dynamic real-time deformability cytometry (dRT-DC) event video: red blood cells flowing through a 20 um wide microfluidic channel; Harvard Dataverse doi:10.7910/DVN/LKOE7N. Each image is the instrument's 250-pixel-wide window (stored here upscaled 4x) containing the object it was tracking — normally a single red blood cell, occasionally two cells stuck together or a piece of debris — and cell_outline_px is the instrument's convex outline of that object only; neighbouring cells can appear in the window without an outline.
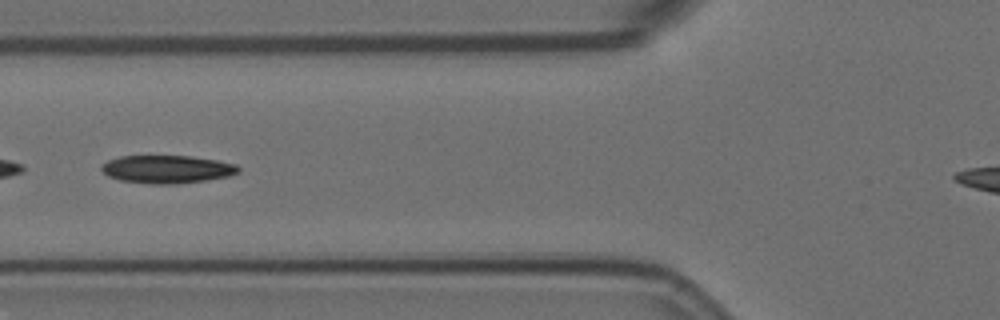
{"species": "Egyptian fruit bat (a non-hibernating species)", "species_latin": "Rousettus aegyptiacus", "temperature_condition": "room temperature", "stored_images_in_passage": 7, "camera_frame_rate_fps": 3000, "um_per_image_px": 0.085, "animal": {"sex": "female"}, "frame": {"image": 1, "passage_image": 2, "time_ms": 0.333, "image_size_px": [1000, 320], "cell_outline_px": [[240, 172], [228, 176], [204, 180], [176, 184], [148, 184], [120, 180], [108, 176], [100, 168], [100, 164], [108, 160], [120, 156], [192, 156], [216, 160], [236, 164], [240, 168]], "centroid_in_image_um": [14.18, 14.38], "position_along_channel_um": 111.6, "area_um2": 22.37}}
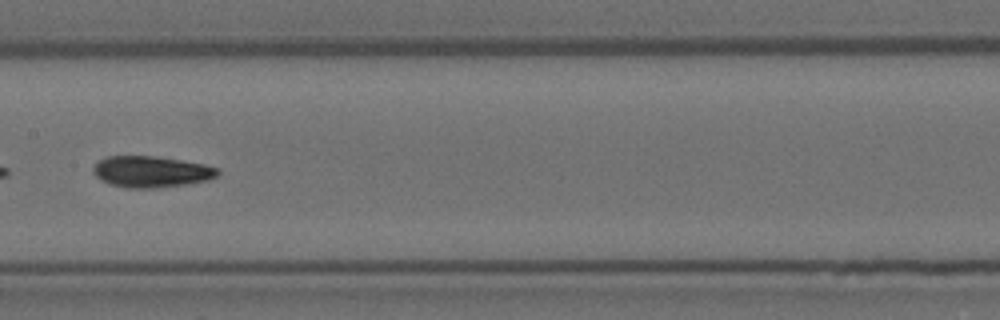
{"frame": {"image": 2, "passage_image": 4, "time_ms": 1.0, "image_size_px": [1000, 320], "cell_outline_px": [[220, 172], [216, 176], [208, 180], [188, 184], [156, 188], [128, 188], [108, 184], [100, 180], [92, 172], [92, 168], [100, 160], [108, 156], [152, 156], [180, 160], [204, 164], [220, 168]], "centroid_in_image_um": [12.85, 14.6], "position_along_channel_um": 194.5, "area_um2": 22.77}}
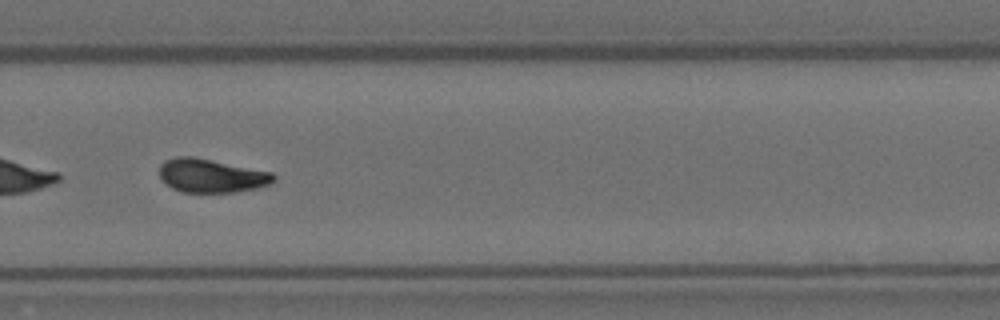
{"frame": {"image": 3, "passage_image": 7, "time_ms": 2.0, "image_size_px": [1000, 320], "cell_outline_px": [[276, 180], [268, 184], [256, 188], [232, 192], [184, 192], [172, 188], [160, 180], [160, 164], [164, 160], [176, 156], [192, 156], [272, 172], [276, 176]], "centroid_in_image_um": [17.93, 14.92], "position_along_channel_um": 311.9, "area_um2": 22.37}}